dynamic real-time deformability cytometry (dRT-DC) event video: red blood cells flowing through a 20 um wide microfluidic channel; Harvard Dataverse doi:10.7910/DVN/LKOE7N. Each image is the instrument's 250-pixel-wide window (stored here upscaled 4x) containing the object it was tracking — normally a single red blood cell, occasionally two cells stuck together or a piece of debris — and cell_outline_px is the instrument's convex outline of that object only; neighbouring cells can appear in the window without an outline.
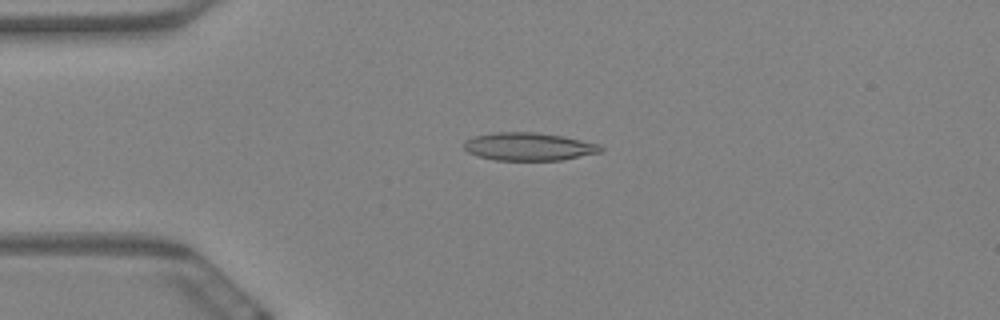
{"species": "Egyptian fruit bat (a non-hibernating species)", "species_latin": "Rousettus aegyptiacus", "temperature_condition": "warm", "stored_images_in_passage": 59, "camera_frame_rate_fps": 3000, "um_per_image_px": 0.085, "animal": {"sex": "female"}, "frame": {"image": 1, "passage_image": 14, "time_ms": 4.333, "image_size_px": [1000, 320], "cell_outline_px": [[604, 148], [600, 152], [560, 160], [496, 160], [476, 156], [468, 152], [464, 148], [464, 140], [472, 136], [492, 132], [532, 132], [564, 136], [600, 144]], "centroid_in_image_um": [44.9, 12.45], "position_along_channel_um": 40.1, "area_um2": 22.37}}
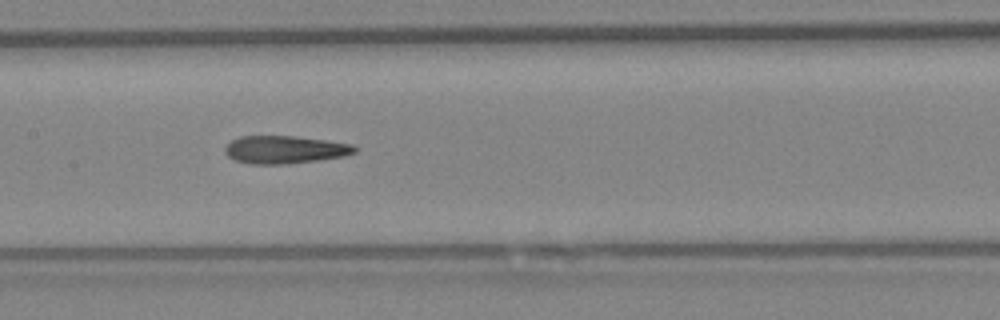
{"frame": {"image": 2, "passage_image": 29, "time_ms": 9.333, "image_size_px": [1000, 320], "cell_outline_px": [[356, 152], [344, 156], [320, 160], [288, 164], [248, 164], [236, 160], [228, 156], [224, 152], [224, 148], [232, 140], [240, 136], [292, 136], [324, 140], [352, 144], [356, 148]], "centroid_in_image_um": [24.19, 12.73], "position_along_channel_um": 183.2, "area_um2": 20.98}}
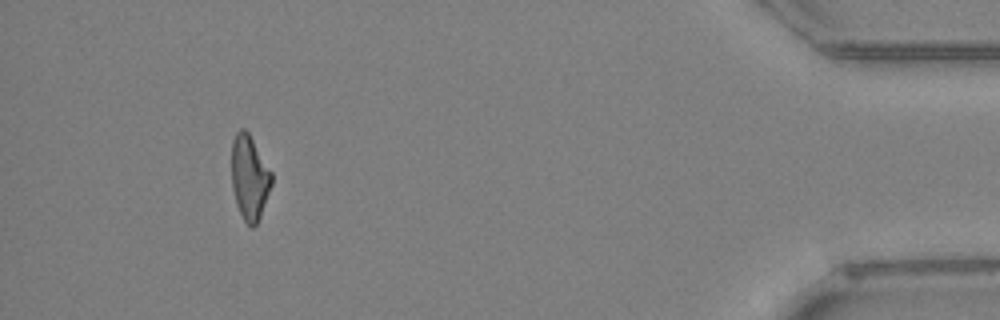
{"frame": {"image": 3, "passage_image": 55, "time_ms": 18.0, "image_size_px": [1000, 320], "cell_outline_px": [[272, 184], [260, 216], [256, 224], [252, 228], [244, 220], [236, 204], [232, 188], [232, 140], [236, 132], [240, 128], [244, 128], [248, 132], [272, 172]], "centroid_in_image_um": [21.2, 15.07], "position_along_channel_um": 414.0, "area_um2": 19.59}, "authors_computed_cell_mechanics": {"area_um2": 21.1548, "velocity_mm_per_s": 3.4173, "shape_relaxation_time_tau1_ms": null, "shape_relaxation_time_tau2_ms": 4.7033, "deformation_change_tau1": null, "deformation_change_tau2": 0.1651}}